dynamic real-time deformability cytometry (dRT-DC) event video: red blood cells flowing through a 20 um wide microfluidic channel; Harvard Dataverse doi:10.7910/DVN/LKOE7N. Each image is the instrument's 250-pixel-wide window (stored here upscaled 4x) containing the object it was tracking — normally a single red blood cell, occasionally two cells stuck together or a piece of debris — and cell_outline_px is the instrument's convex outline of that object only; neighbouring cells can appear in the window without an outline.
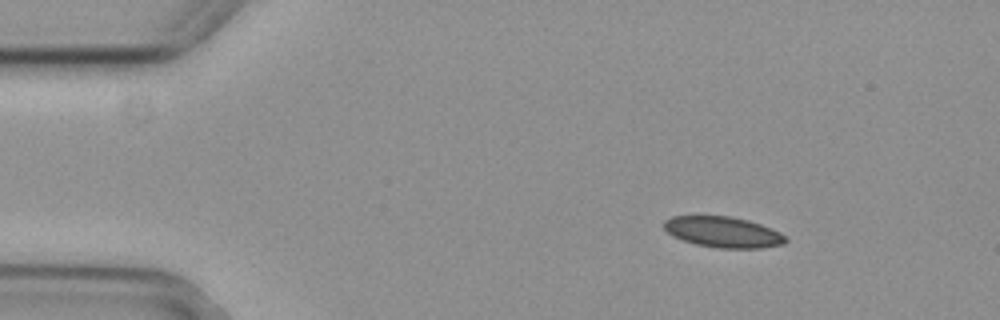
{"species": "common noctule bat (a hibernating species)", "species_latin": "Nyctalus noctula", "temperature_condition": "cold", "stored_images_in_passage": 4, "segment_of_instrument_passage": [1, 2], "camera_frame_rate_fps": 3000, "um_per_image_px": 0.085, "animal": {"sex": "female", "body_mass_g": 29.2, "forearm_length_mm": 56.3}, "frame": {"image": 1, "passage_image": 1, "time_ms": 0.0, "image_size_px": [1000, 320], "cell_outline_px": [[788, 240], [784, 244], [764, 248], [716, 248], [696, 244], [672, 236], [664, 228], [664, 220], [672, 216], [732, 216], [748, 220], [772, 228], [788, 236]], "centroid_in_image_um": [61.51, 19.73], "position_along_channel_um": 23.5, "area_um2": 22.02}}